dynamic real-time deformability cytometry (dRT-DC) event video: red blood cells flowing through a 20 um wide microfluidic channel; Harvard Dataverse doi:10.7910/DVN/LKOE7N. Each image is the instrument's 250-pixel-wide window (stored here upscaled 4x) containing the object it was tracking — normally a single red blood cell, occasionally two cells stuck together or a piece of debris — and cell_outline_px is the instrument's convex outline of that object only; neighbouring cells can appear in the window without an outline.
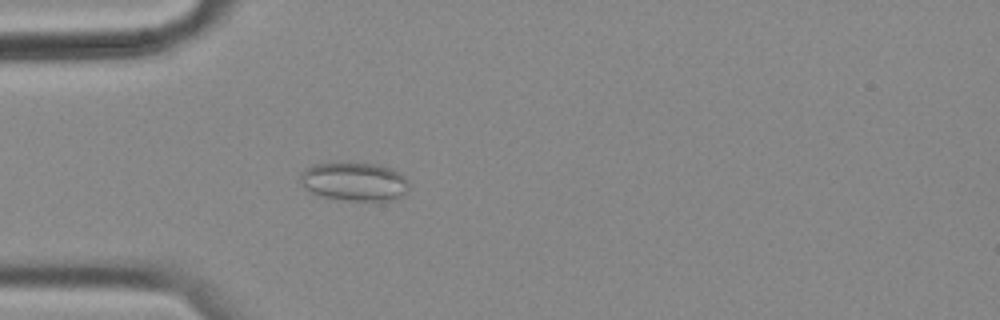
{"species": "common noctule bat (a hibernating species)", "species_latin": "Nyctalus noctula", "temperature_condition": "cold", "stored_images_in_passage": 57, "camera_frame_rate_fps": 3000, "um_per_image_px": 0.085, "animal": {"sex": "female", "body_mass_g": 18.4}, "frame": {"image": 1, "passage_image": 16, "time_ms": 5.0, "image_size_px": [1000, 320], "cell_outline_px": [[408, 188], [404, 196], [392, 200], [348, 200], [324, 196], [312, 192], [304, 188], [300, 184], [300, 176], [304, 168], [316, 164], [376, 164], [392, 168], [404, 176], [408, 180]], "centroid_in_image_um": [30.14, 15.44], "position_along_channel_um": 54.9, "area_um2": 24.1}}
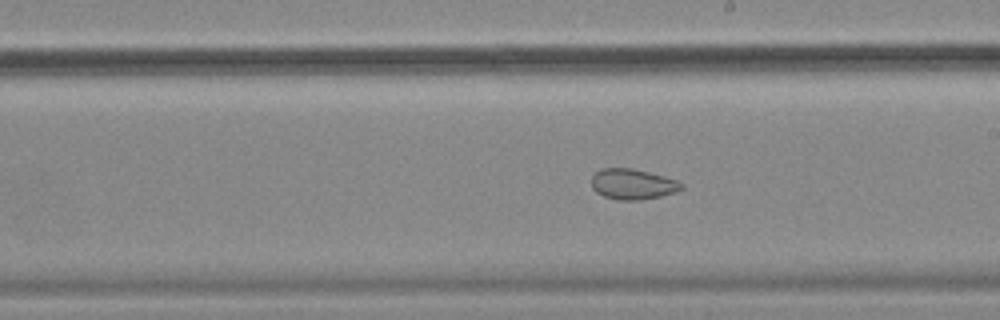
{"frame": {"image": 2, "passage_image": 32, "time_ms": 10.333, "image_size_px": [1000, 320], "cell_outline_px": [[684, 188], [676, 192], [660, 196], [640, 200], [616, 200], [604, 196], [596, 192], [592, 188], [592, 176], [600, 168], [632, 168], [664, 176], [676, 180], [684, 184]], "centroid_in_image_um": [53.78, 15.65], "position_along_channel_um": 235.2, "area_um2": 16.07}}
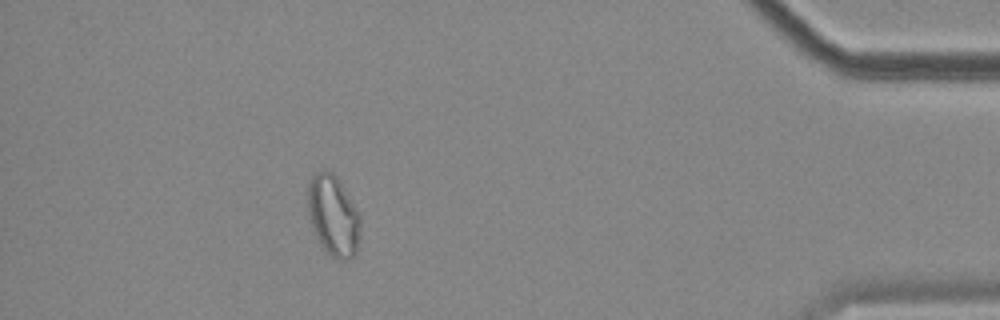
{"frame": {"image": 3, "passage_image": 51, "time_ms": 16.667, "image_size_px": [1000, 320], "cell_outline_px": [[360, 236], [356, 252], [352, 256], [344, 260], [340, 260], [332, 256], [324, 248], [316, 236], [308, 212], [308, 184], [312, 172], [320, 168], [324, 168], [332, 172], [340, 180], [356, 208], [360, 216]], "centroid_in_image_um": [28.32, 18.25], "position_along_channel_um": 406.9, "area_um2": 24.85}, "authors_computed_cell_mechanics": {"area_um2": 22.6576, "velocity_mm_per_s": 3.5005, "shape_relaxation_time_tau1_ms": null, "shape_relaxation_time_tau2_ms": 1.8643, "deformation_change_tau1": null, "deformation_change_tau2": 0.063}}